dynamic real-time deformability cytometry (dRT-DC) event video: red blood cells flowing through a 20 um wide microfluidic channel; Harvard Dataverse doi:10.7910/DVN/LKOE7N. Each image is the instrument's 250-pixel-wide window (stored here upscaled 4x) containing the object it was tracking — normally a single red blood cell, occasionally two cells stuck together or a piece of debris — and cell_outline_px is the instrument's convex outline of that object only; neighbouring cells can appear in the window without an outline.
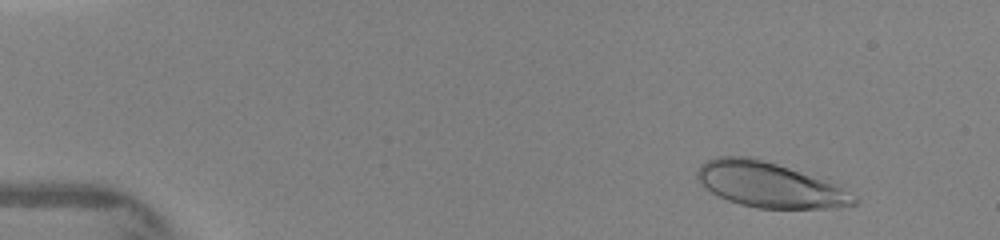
{"species": "human", "species_latin": "Homo sapiens", "temperature_condition": "warm", "stored_images_in_passage": 50, "camera_frame_rate_fps": 3000, "um_per_image_px": 0.085, "donor": {"sex": "female"}, "frame": {"image": 1, "passage_image": 4, "time_ms": 1.0, "image_size_px": [1000, 240], "cell_outline_px": [[860, 204], [840, 208], [756, 208], [740, 204], [728, 200], [712, 192], [696, 176], [696, 172], [700, 164], [716, 156], [748, 156], [776, 164], [840, 184], [856, 196], [860, 200]], "centroid_in_image_um": [65.5, 15.72], "position_along_channel_um": 19.5, "area_um2": 41.33}}
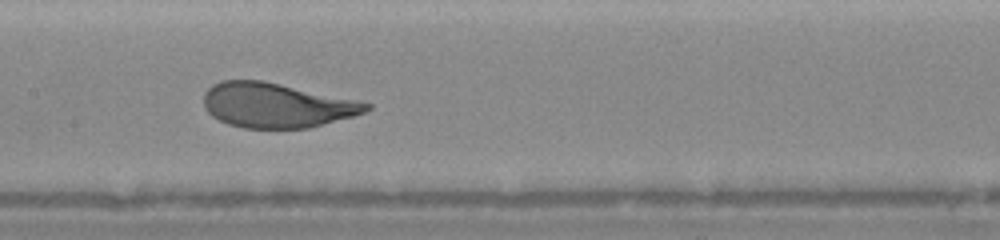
{"frame": {"image": 2, "passage_image": 23, "time_ms": 7.333, "image_size_px": [1000, 240], "cell_outline_px": [[372, 108], [364, 112], [352, 116], [308, 128], [244, 128], [228, 124], [212, 116], [204, 108], [204, 92], [212, 84], [220, 80], [264, 80], [372, 104]], "centroid_in_image_um": [23.44, 8.94], "position_along_channel_um": 184.0, "area_um2": 42.08}}
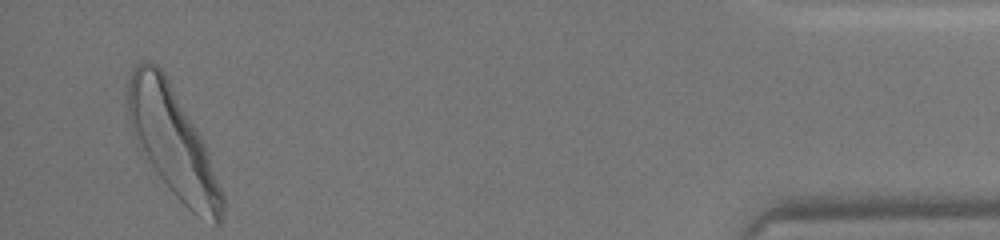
{"frame": {"image": 3, "passage_image": 50, "time_ms": 14.333, "image_size_px": [1000, 240], "cell_outline_px": [[224, 212], [220, 224], [216, 224], [192, 212], [172, 192], [140, 152], [128, 116], [128, 80], [136, 64], [140, 60], [148, 60], [156, 64], [164, 72], [196, 128], [204, 144], [224, 192]], "centroid_in_image_um": [14.69, 12.07], "position_along_channel_um": 420.5, "area_um2": 58.96}}